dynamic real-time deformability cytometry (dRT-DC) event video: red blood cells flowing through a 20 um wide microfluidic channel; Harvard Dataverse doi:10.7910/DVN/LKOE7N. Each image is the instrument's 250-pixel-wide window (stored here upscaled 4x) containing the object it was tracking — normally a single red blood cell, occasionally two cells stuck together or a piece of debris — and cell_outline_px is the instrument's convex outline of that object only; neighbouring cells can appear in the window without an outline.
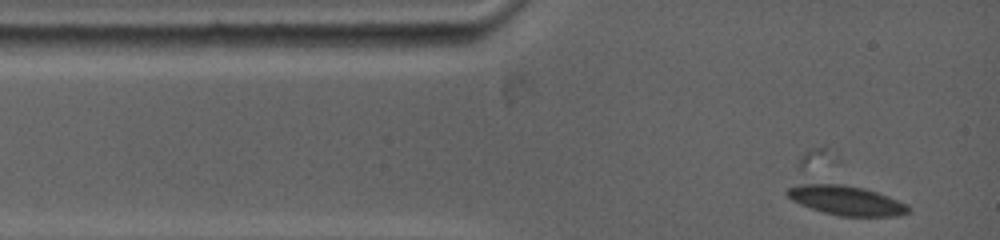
{"species": "common noctule bat (a hibernating species)", "species_latin": "Nyctalus noctula", "temperature_condition": "warm", "stored_images_in_passage": 6, "camera_frame_rate_fps": 5000, "um_per_image_px": 0.085, "animal": {"sex": "female", "body_mass_g": 19.0, "forearm_length_mm": 53.3}, "frame": {"image": 1, "passage_image": 1, "time_ms": 0.0, "image_size_px": [1000, 240], "cell_outline_px": [[908, 212], [896, 216], [840, 216], [824, 212], [800, 204], [792, 200], [784, 192], [788, 188], [808, 180], [844, 184], [864, 188], [888, 196], [908, 204]], "centroid_in_image_um": [71.83, 16.98], "position_along_channel_um": 13.2, "area_um2": 21.27}}
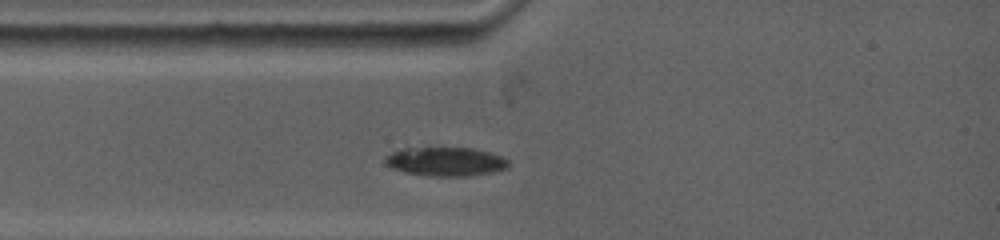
{"frame": {"image": 2, "passage_image": 4, "time_ms": 1.8, "image_size_px": [1000, 240], "cell_outline_px": [[508, 168], [492, 172], [468, 176], [432, 176], [404, 172], [392, 168], [384, 164], [384, 156], [392, 152], [404, 148], [428, 144], [472, 148], [488, 152], [500, 156], [508, 160]], "centroid_in_image_um": [37.8, 13.68], "position_along_channel_um": 47.2, "area_um2": 21.68}}
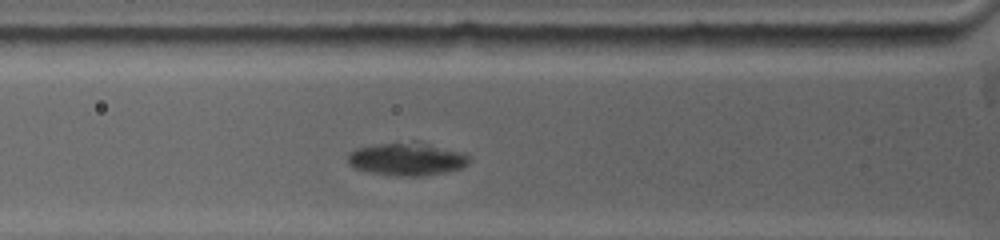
{"frame": {"image": 3, "passage_image": 6, "time_ms": 3.0, "image_size_px": [1000, 240], "cell_outline_px": [[468, 164], [464, 168], [444, 172], [420, 176], [396, 176], [372, 172], [356, 168], [348, 164], [348, 152], [356, 148], [376, 144], [412, 140], [420, 140], [464, 152], [468, 156]], "centroid_in_image_um": [34.62, 13.48], "position_along_channel_um": 91.2, "area_um2": 23.81}}